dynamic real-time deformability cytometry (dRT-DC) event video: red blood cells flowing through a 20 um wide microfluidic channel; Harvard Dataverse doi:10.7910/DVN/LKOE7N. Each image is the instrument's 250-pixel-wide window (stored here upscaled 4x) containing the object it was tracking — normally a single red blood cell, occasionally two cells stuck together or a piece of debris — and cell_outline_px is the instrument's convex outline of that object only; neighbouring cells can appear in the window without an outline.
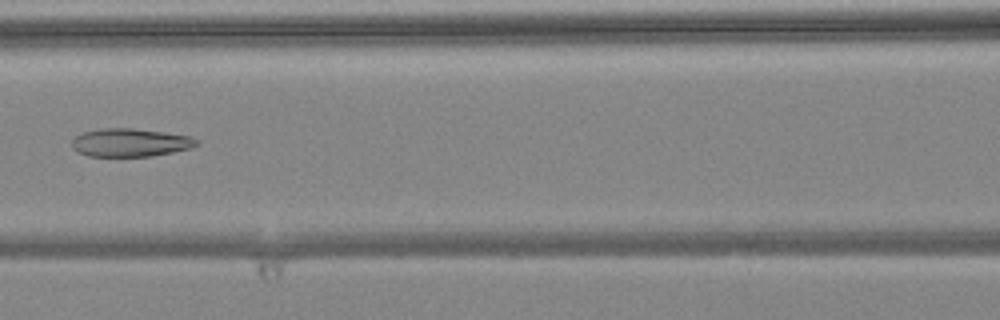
{"species": "common noctule bat (a hibernating species)", "species_latin": "Nyctalus noctula", "temperature_condition": "warm", "stored_images_in_passage": 8, "camera_frame_rate_fps": 3000, "um_per_image_px": 0.085, "animal": {"sex": "female", "body_mass_g": 24.6, "forearm_length_mm": 56.2}, "frame": {"image": 1, "passage_image": 7, "time_ms": 2.0, "image_size_px": [1000, 320], "cell_outline_px": [[200, 144], [192, 148], [152, 156], [88, 156], [76, 152], [72, 148], [72, 140], [76, 136], [84, 132], [100, 128], [132, 128], [164, 132], [192, 136], [200, 140]], "centroid_in_image_um": [11.1, 12.12], "position_along_channel_um": 155.5, "area_um2": 20.69}}
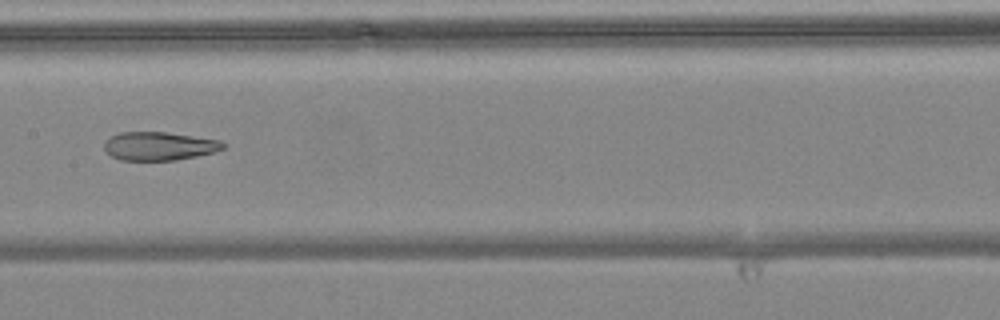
{"frame": {"image": 2, "passage_image": 8, "time_ms": 2.333, "image_size_px": [1000, 320], "cell_outline_px": [[228, 144], [224, 148], [212, 152], [196, 156], [176, 160], [120, 160], [112, 156], [104, 148], [104, 144], [112, 136], [120, 132], [164, 132], [220, 140]], "centroid_in_image_um": [13.55, 12.42], "position_along_channel_um": 193.8, "area_um2": 19.48}}